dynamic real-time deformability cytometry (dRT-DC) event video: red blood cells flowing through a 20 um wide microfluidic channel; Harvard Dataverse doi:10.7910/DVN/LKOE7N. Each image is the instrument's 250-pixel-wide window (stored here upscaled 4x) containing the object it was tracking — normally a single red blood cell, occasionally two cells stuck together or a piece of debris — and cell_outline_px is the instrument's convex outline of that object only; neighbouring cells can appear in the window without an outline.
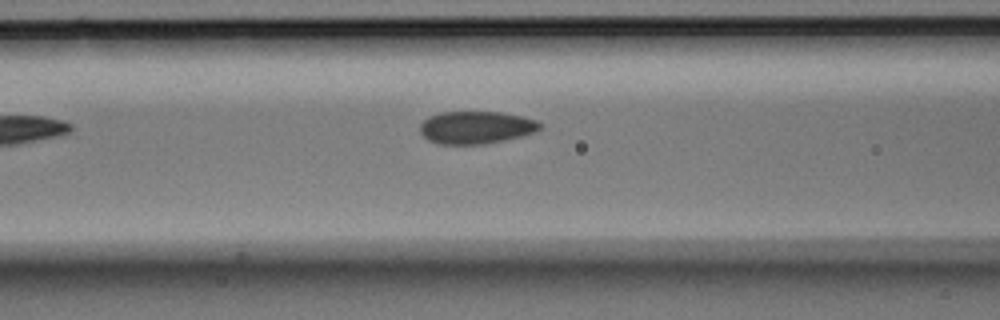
{"species": "Egyptian fruit bat (a non-hibernating species)", "species_latin": "Rousettus aegyptiacus", "temperature_condition": "room temperature", "stored_images_in_passage": 3, "camera_frame_rate_fps": 3000, "um_per_image_px": 0.085, "animal": {"sex": "male"}, "frame": {"image": 1, "passage_image": 3, "time_ms": 0.667, "image_size_px": [1000, 320], "cell_outline_px": [[540, 128], [536, 132], [520, 136], [480, 144], [440, 144], [428, 140], [420, 132], [420, 124], [428, 116], [440, 112], [500, 112], [524, 116], [536, 120], [540, 124]], "centroid_in_image_um": [40.44, 10.82], "position_along_channel_um": 126.2, "area_um2": 22.6}}